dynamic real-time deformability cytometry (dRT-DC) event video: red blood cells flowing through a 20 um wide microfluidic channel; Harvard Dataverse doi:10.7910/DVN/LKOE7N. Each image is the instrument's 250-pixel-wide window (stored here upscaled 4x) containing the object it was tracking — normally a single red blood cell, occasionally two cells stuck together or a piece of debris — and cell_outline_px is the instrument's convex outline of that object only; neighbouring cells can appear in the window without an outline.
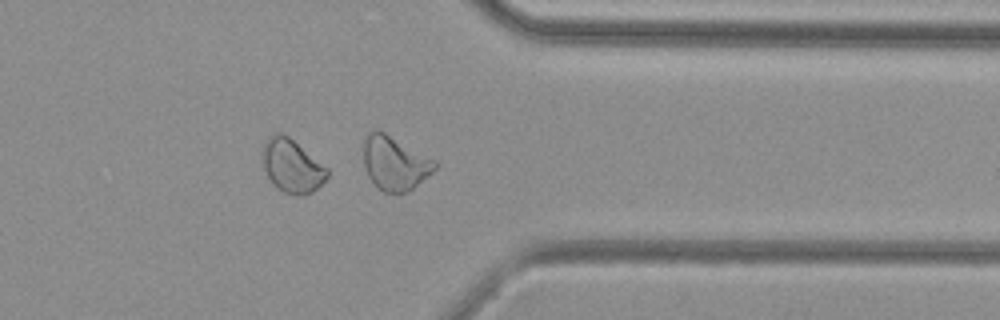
{"species": "common noctule bat (a hibernating species)", "species_latin": "Nyctalus noctula", "temperature_condition": "cold", "stored_images_in_passage": 40, "camera_frame_rate_fps": 3000, "um_per_image_px": 0.085, "animal": {"sex": "female", "body_mass_g": 29.2, "forearm_length_mm": 56.3}, "frame": {"image": 1, "passage_image": 29, "time_ms": 9.333, "image_size_px": [1000, 320], "cell_outline_px": [[328, 176], [312, 192], [304, 196], [292, 196], [276, 188], [272, 184], [264, 168], [260, 152], [268, 136], [276, 132], [280, 132], [288, 136], [328, 168]], "centroid_in_image_um": [24.78, 14.11], "position_along_channel_um": 386.6, "area_um2": 20.29}}